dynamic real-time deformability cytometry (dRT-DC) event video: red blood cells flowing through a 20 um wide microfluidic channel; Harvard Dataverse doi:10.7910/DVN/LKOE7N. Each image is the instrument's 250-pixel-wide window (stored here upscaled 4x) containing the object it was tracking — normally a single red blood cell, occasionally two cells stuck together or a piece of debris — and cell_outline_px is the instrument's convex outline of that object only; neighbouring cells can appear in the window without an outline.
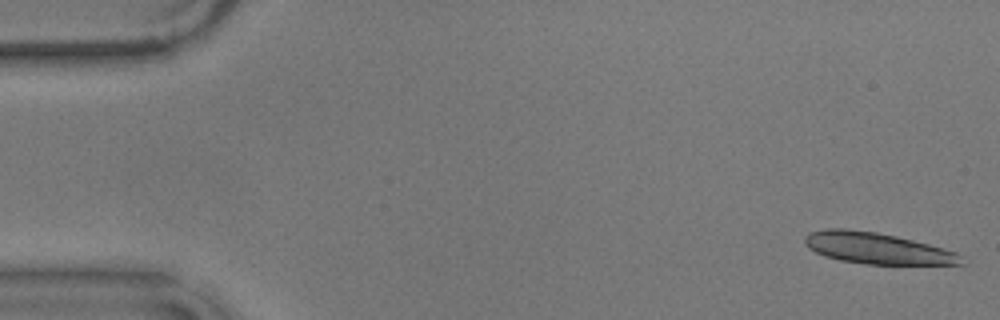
{"species": "common noctule bat (a hibernating species)", "species_latin": "Nyctalus noctula", "temperature_condition": "warm", "stored_images_in_passage": 16, "camera_frame_rate_fps": 3000, "um_per_image_px": 0.085, "animal": {"sex": "male", "body_mass_g": 17.9}, "frame": {"image": 1, "passage_image": 1, "time_ms": 0.0, "image_size_px": [1000, 320], "cell_outline_px": [[964, 264], [864, 264], [840, 260], [824, 256], [808, 248], [804, 244], [804, 236], [808, 232], [828, 228], [848, 228], [876, 232], [896, 236], [944, 248], [956, 252], [960, 256]], "centroid_in_image_um": [74.48, 21.09], "position_along_channel_um": 10.5, "area_um2": 28.5}}